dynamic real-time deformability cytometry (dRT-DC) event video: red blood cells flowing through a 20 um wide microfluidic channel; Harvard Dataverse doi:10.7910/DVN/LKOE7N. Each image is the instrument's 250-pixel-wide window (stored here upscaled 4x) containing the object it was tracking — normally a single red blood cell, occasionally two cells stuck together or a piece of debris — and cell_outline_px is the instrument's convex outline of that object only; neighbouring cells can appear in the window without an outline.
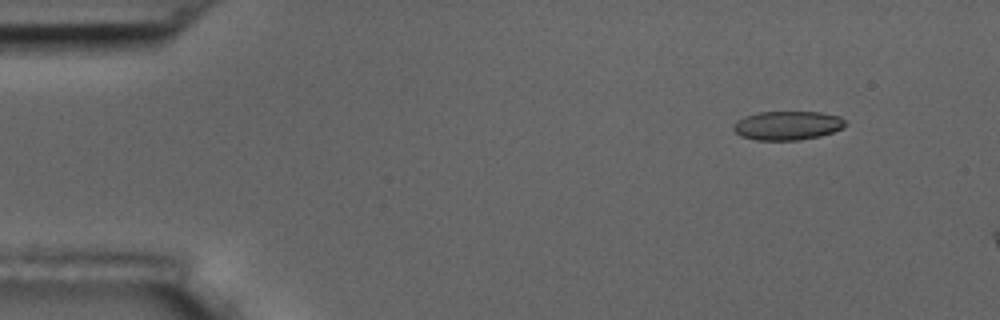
{"species": "common noctule bat (a hibernating species)", "species_latin": "Nyctalus noctula", "temperature_condition": "room temperature", "stored_images_in_passage": 4, "camera_frame_rate_fps": 3000, "um_per_image_px": 0.085, "animal": {"sex": "male", "body_mass_g": 17.5, "forearm_length_mm": 52.3}, "frame": {"image": 1, "passage_image": 2, "time_ms": 1.333, "image_size_px": [1000, 320], "cell_outline_px": [[848, 124], [832, 132], [820, 136], [800, 140], [756, 140], [740, 136], [732, 128], [732, 124], [736, 120], [744, 116], [760, 112], [820, 112], [840, 116]], "centroid_in_image_um": [66.9, 10.66], "position_along_channel_um": 18.1, "area_um2": 18.96}}